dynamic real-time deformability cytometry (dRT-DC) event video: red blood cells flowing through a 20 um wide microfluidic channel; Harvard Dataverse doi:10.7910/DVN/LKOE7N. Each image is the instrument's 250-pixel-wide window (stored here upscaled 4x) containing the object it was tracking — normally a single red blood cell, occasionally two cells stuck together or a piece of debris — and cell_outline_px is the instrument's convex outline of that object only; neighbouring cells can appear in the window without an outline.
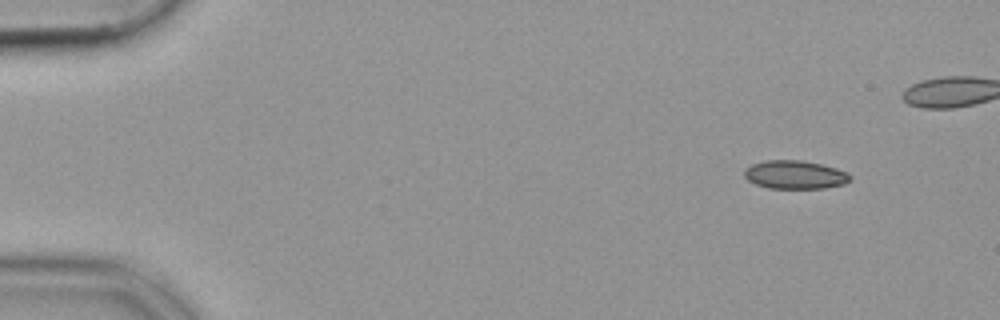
{"species": "common noctule bat (a hibernating species)", "species_latin": "Nyctalus noctula", "temperature_condition": "cold", "stored_images_in_passage": 43, "camera_frame_rate_fps": 3000, "um_per_image_px": 0.085, "animal": {"sex": "female", "body_mass_g": 19.9}, "frame": {"image": 1, "passage_image": 1, "time_ms": 0.0, "image_size_px": [1000, 320], "cell_outline_px": [[852, 176], [844, 184], [824, 188], [768, 188], [756, 184], [748, 180], [744, 176], [744, 168], [752, 164], [764, 160], [800, 160], [820, 164], [836, 168]], "centroid_in_image_um": [67.52, 14.85], "position_along_channel_um": 17.5, "area_um2": 17.4}}
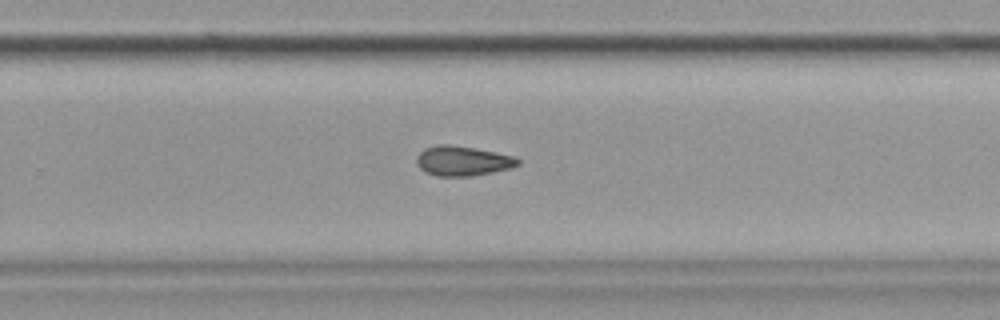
{"frame": {"image": 2, "passage_image": 31, "time_ms": 10.0, "image_size_px": [1000, 320], "cell_outline_px": [[520, 164], [512, 168], [472, 176], [436, 176], [424, 172], [416, 164], [416, 156], [424, 148], [436, 144], [452, 144], [476, 148], [516, 156], [520, 160]], "centroid_in_image_um": [39.32, 13.67], "position_along_channel_um": 290.5, "area_um2": 17.98}}
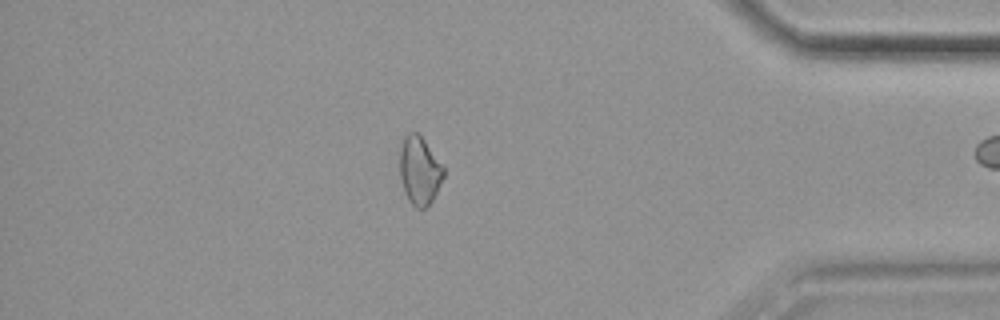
{"frame": {"image": 3, "passage_image": 42, "time_ms": 13.667, "image_size_px": [1000, 320], "cell_outline_px": [[444, 176], [432, 200], [424, 208], [416, 208], [408, 200], [400, 176], [400, 152], [404, 136], [408, 132], [416, 132], [424, 140], [444, 168]], "centroid_in_image_um": [35.65, 14.49], "position_along_channel_um": 399.5, "area_um2": 16.99}}